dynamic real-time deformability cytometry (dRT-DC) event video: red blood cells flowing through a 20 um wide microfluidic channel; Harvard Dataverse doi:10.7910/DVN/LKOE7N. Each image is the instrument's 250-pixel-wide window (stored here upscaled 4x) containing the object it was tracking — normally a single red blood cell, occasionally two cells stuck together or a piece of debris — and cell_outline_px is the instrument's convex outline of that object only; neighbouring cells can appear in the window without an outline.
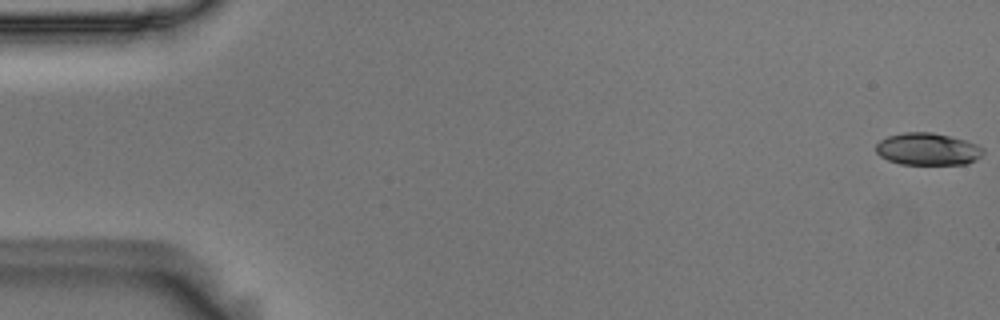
{"species": "Egyptian fruit bat (a non-hibernating species)", "species_latin": "Rousettus aegyptiacus", "temperature_condition": "room temperature", "stored_images_in_passage": 8, "camera_frame_rate_fps": 3000, "um_per_image_px": 0.085, "animal": {"sex": "male"}, "frame": {"image": 1, "passage_image": 1, "time_ms": 0.0, "image_size_px": [1000, 320], "cell_outline_px": [[984, 152], [976, 160], [968, 164], [900, 164], [888, 160], [880, 156], [876, 152], [876, 144], [880, 140], [888, 136], [904, 132], [932, 132], [964, 140], [976, 144], [984, 148]], "centroid_in_image_um": [78.85, 12.68], "position_along_channel_um": 6.2, "area_um2": 20.11}}
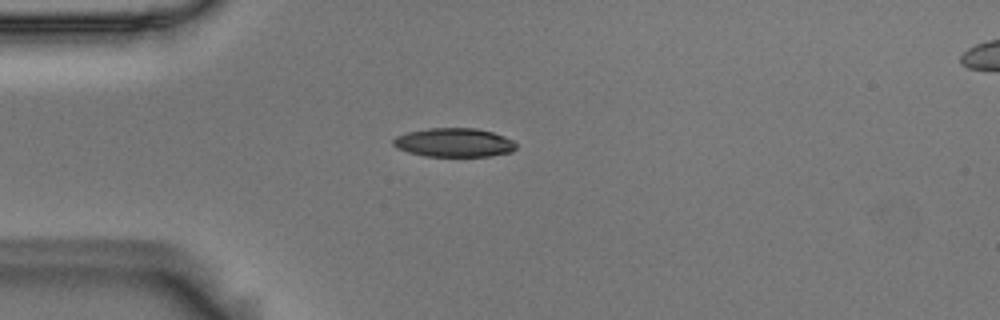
{"frame": {"image": 2, "passage_image": 5, "time_ms": 1.333, "image_size_px": [1000, 320], "cell_outline_px": [[516, 148], [512, 152], [492, 156], [424, 156], [408, 152], [396, 148], [392, 144], [392, 140], [396, 136], [408, 132], [428, 128], [476, 128], [492, 132], [504, 136], [512, 140], [516, 144]], "centroid_in_image_um": [38.58, 12.12], "position_along_channel_um": 46.4, "area_um2": 20.75}}
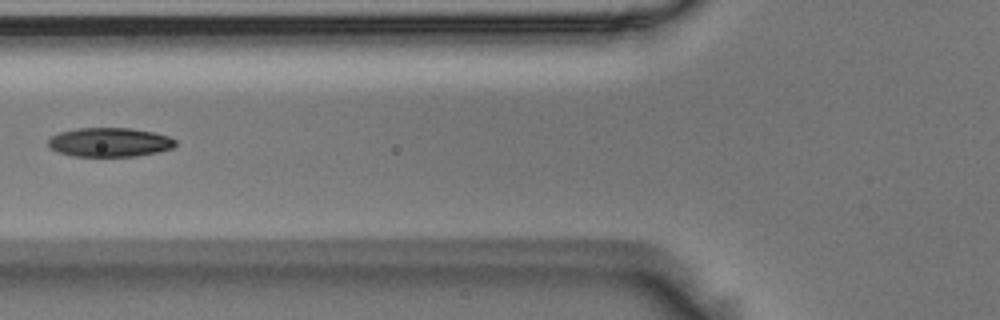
{"frame": {"image": 3, "passage_image": 7, "time_ms": 2.0, "image_size_px": [1000, 320], "cell_outline_px": [[176, 144], [172, 148], [156, 152], [136, 156], [72, 156], [56, 152], [48, 148], [48, 140], [52, 136], [60, 132], [76, 128], [132, 128], [152, 132], [168, 136], [176, 140]], "centroid_in_image_um": [9.27, 12.09], "position_along_channel_um": 116.5, "area_um2": 21.62}}